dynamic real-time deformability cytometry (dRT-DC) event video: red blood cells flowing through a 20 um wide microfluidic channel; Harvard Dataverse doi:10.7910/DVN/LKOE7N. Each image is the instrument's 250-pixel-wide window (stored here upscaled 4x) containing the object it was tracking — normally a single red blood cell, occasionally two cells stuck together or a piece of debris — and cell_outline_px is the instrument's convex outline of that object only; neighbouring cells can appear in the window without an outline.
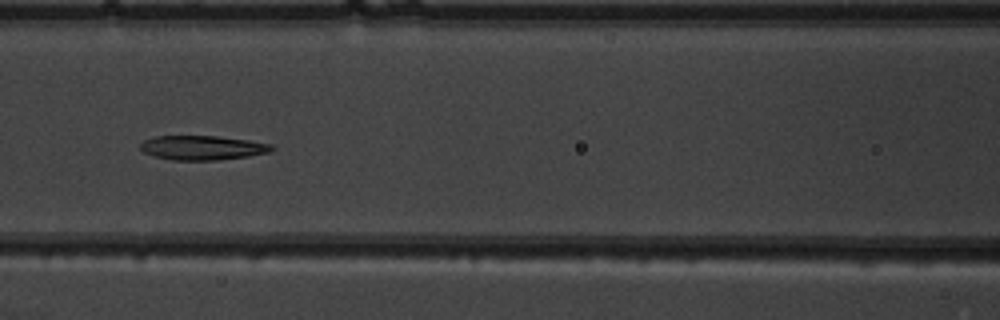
{"species": "common noctule bat (a hibernating species)", "species_latin": "Nyctalus noctula", "temperature_condition": "warm", "stored_images_in_passage": 36, "camera_frame_rate_fps": 3000, "um_per_image_px": 0.085, "animal": {"sex": "male", "body_mass_g": 19.5, "forearm_length_mm": 54.6}, "frame": {"image": 1, "passage_image": 8, "time_ms": 2.333, "image_size_px": [1000, 320], "cell_outline_px": [[276, 148], [268, 152], [248, 156], [216, 160], [172, 160], [152, 156], [144, 152], [140, 148], [140, 144], [144, 140], [152, 136], [216, 136], [248, 140], [272, 144]], "centroid_in_image_um": [17.18, 12.55], "position_along_channel_um": 149.4, "area_um2": 18.67}}
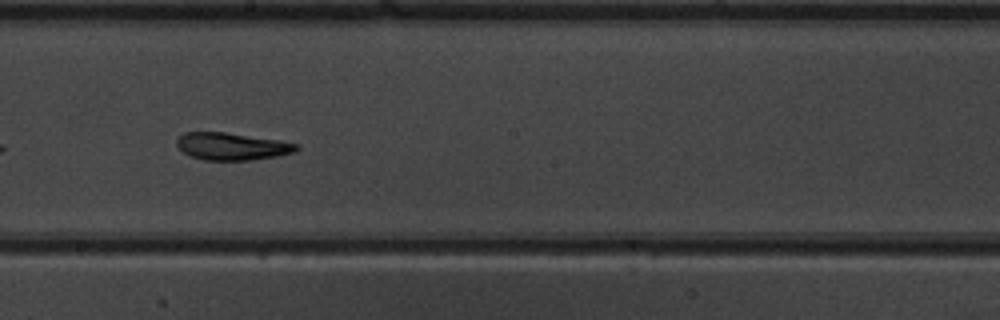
{"frame": {"image": 2, "passage_image": 14, "time_ms": 4.333, "image_size_px": [1000, 320], "cell_outline_px": [[300, 148], [296, 152], [276, 156], [252, 160], [204, 160], [188, 156], [176, 144], [176, 140], [184, 132], [224, 132], [280, 140], [300, 144]], "centroid_in_image_um": [19.74, 12.44], "position_along_channel_um": 228.5, "area_um2": 19.19}}
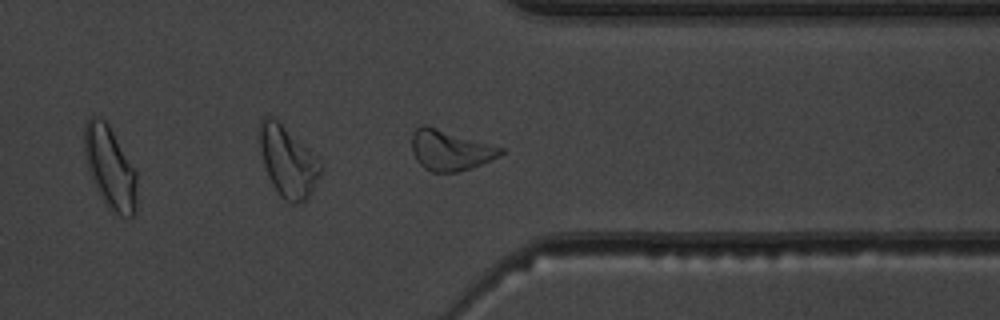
{"frame": {"image": 3, "passage_image": 25, "time_ms": 8.0, "image_size_px": [1000, 320], "cell_outline_px": [[504, 152], [500, 156], [472, 168], [460, 172], [432, 172], [424, 168], [416, 160], [412, 152], [412, 132], [416, 128], [424, 124], [504, 148]], "centroid_in_image_um": [38.25, 12.78], "position_along_channel_um": 373.1, "area_um2": 20.92}, "authors_computed_cell_mechanics": {"area_um2": 19.4786, "velocity_mm_per_s": 3.9824, "shape_relaxation_time_tau1_ms": 7.9346, "shape_relaxation_time_tau2_ms": 1.9463, "deformation_change_tau1": 0.1983, "deformation_change_tau2": 0.097}}